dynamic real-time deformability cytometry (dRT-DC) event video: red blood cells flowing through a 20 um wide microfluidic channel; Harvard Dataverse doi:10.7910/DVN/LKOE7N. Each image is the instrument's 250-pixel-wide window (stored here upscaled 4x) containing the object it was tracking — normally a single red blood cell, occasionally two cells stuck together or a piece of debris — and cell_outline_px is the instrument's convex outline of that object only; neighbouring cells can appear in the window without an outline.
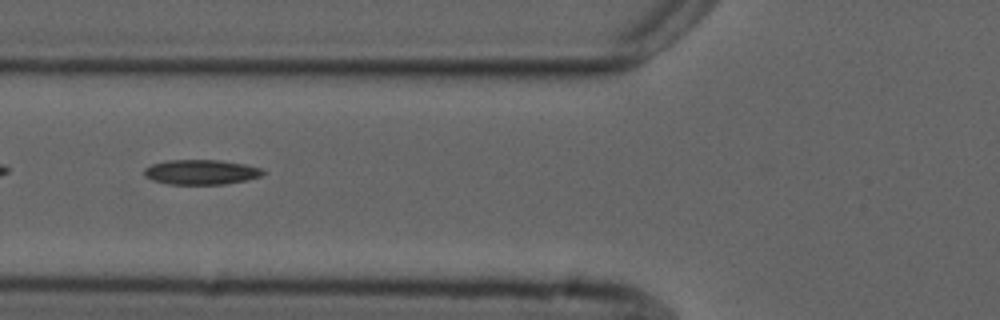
{"species": "common noctule bat (a hibernating species)", "species_latin": "Nyctalus noctula", "temperature_condition": "cold", "stored_images_in_passage": 55, "camera_frame_rate_fps": 3000, "um_per_image_px": 0.085, "animal": {"sex": "male", "forearm_length_mm": 52.5}, "frame": {"image": 1, "passage_image": 21, "time_ms": 6.667, "image_size_px": [1000, 320], "cell_outline_px": [[264, 176], [248, 180], [224, 184], [168, 184], [152, 180], [144, 176], [144, 168], [152, 164], [168, 160], [220, 160], [244, 164], [260, 168], [264, 172]], "centroid_in_image_um": [17.09, 14.63], "position_along_channel_um": 108.7, "area_um2": 17.28}}
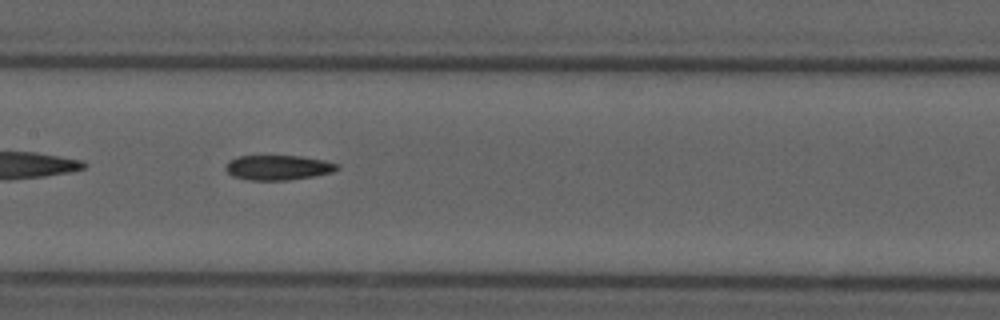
{"frame": {"image": 2, "passage_image": 27, "time_ms": 8.667, "image_size_px": [1000, 320], "cell_outline_px": [[340, 168], [332, 172], [316, 176], [288, 180], [248, 180], [232, 176], [224, 168], [228, 160], [236, 156], [300, 156], [324, 160], [340, 164]], "centroid_in_image_um": [23.64, 14.24], "position_along_channel_um": 183.8, "area_um2": 16.36}}
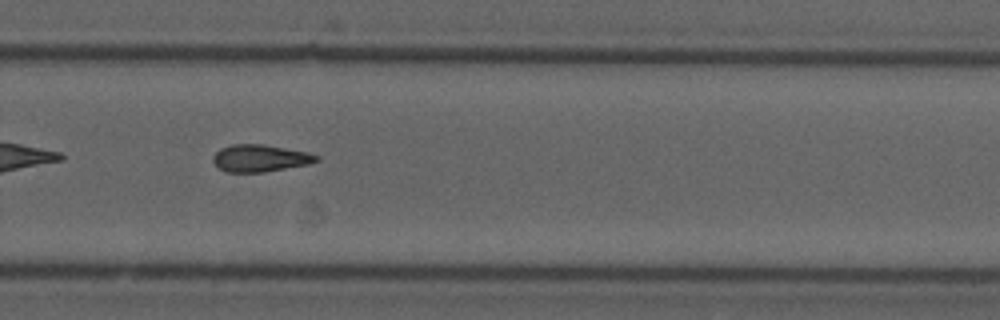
{"frame": {"image": 3, "passage_image": 37, "time_ms": 12.0, "image_size_px": [1000, 320], "cell_outline_px": [[320, 160], [308, 164], [264, 172], [224, 172], [212, 160], [212, 156], [220, 148], [232, 144], [264, 144], [308, 152], [320, 156]], "centroid_in_image_um": [22.11, 13.44], "position_along_channel_um": 307.7, "area_um2": 16.42}}